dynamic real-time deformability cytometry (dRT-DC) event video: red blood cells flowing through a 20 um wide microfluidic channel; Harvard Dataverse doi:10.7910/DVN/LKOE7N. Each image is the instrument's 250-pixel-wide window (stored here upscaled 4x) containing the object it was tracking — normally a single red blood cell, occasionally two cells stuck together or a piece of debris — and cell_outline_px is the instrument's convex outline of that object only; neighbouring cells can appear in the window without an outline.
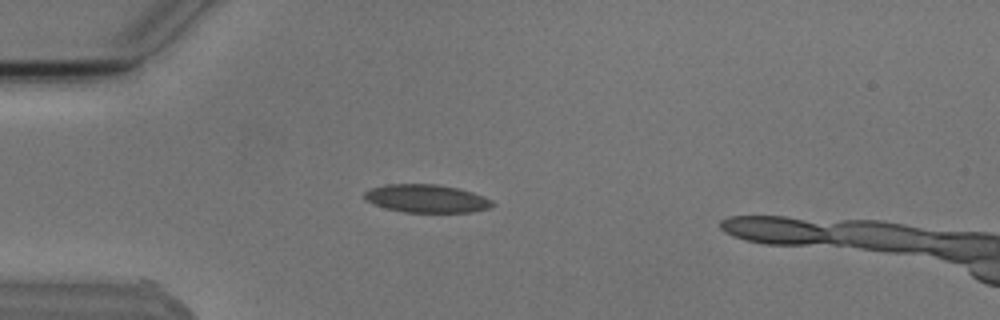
{"species": "Egyptian fruit bat (a non-hibernating species)", "species_latin": "Rousettus aegyptiacus", "temperature_condition": "cold", "stored_images_in_passage": 6, "camera_frame_rate_fps": 3000, "um_per_image_px": 0.085, "animal": {"sex": "male"}, "frame": {"image": 1, "passage_image": 5, "time_ms": 4.667, "image_size_px": [1000, 320], "cell_outline_px": [[496, 204], [492, 208], [472, 212], [404, 212], [384, 208], [364, 200], [364, 192], [372, 188], [384, 184], [436, 184], [460, 188], [484, 196], [492, 200]], "centroid_in_image_um": [36.28, 16.88], "position_along_channel_um": 48.7, "area_um2": 21.21}}